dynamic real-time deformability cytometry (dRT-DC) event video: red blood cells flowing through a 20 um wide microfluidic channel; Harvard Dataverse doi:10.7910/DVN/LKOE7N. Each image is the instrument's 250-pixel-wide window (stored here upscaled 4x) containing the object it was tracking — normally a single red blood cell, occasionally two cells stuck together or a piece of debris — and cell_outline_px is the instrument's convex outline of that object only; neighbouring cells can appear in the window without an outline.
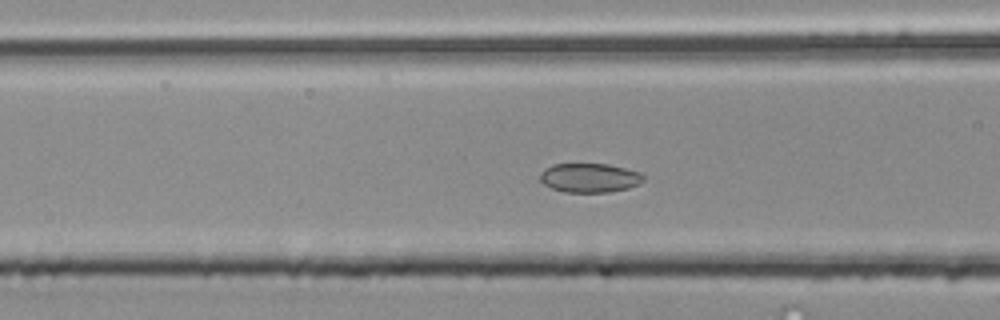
{"species": "common noctule bat (a hibernating species)", "species_latin": "Nyctalus noctula", "temperature_condition": "room temperature", "stored_images_in_passage": 50, "segment_of_instrument_passage": [2, 2], "camera_frame_rate_fps": 3000, "um_per_image_px": 0.085, "animal": {"sex": "male", "body_mass_g": 20.4}, "frame": {"image": 1, "passage_image": 18, "time_ms": 5.667, "image_size_px": [1000, 320], "cell_outline_px": [[644, 180], [628, 188], [608, 192], [564, 192], [552, 188], [544, 184], [540, 180], [540, 172], [544, 168], [552, 164], [608, 164], [640, 172], [644, 176]], "centroid_in_image_um": [50.08, 15.11], "position_along_channel_um": 116.5, "area_um2": 17.51}}
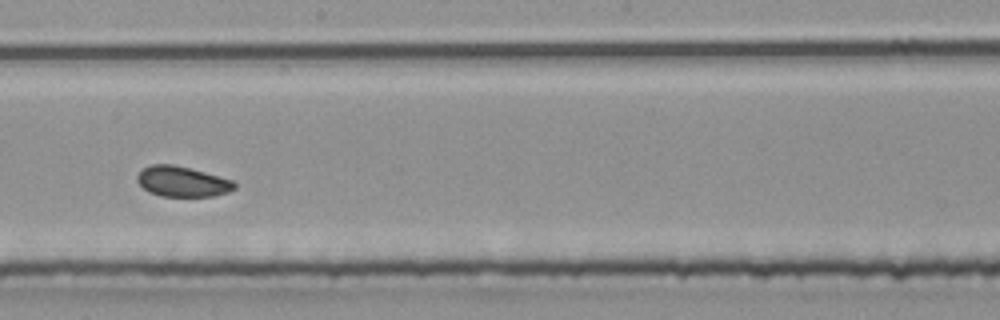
{"frame": {"image": 2, "passage_image": 27, "time_ms": 8.667, "image_size_px": [1000, 320], "cell_outline_px": [[236, 188], [228, 192], [212, 196], [160, 196], [148, 192], [136, 180], [136, 176], [144, 168], [152, 164], [172, 164], [204, 172], [232, 180], [236, 184]], "centroid_in_image_um": [15.48, 15.44], "position_along_channel_um": 232.7, "area_um2": 17.05}}
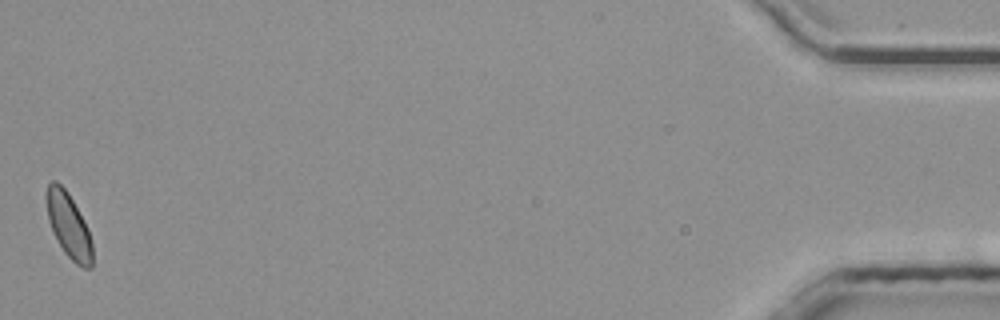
{"frame": {"image": 3, "passage_image": 50, "time_ms": 16.333, "image_size_px": [1000, 320], "cell_outline_px": [[92, 268], [84, 268], [76, 264], [64, 252], [52, 232], [48, 220], [44, 196], [48, 184], [52, 180], [56, 180], [68, 192], [88, 228], [92, 240]], "centroid_in_image_um": [5.81, 19.14], "position_along_channel_um": 429.4, "area_um2": 17.57}}